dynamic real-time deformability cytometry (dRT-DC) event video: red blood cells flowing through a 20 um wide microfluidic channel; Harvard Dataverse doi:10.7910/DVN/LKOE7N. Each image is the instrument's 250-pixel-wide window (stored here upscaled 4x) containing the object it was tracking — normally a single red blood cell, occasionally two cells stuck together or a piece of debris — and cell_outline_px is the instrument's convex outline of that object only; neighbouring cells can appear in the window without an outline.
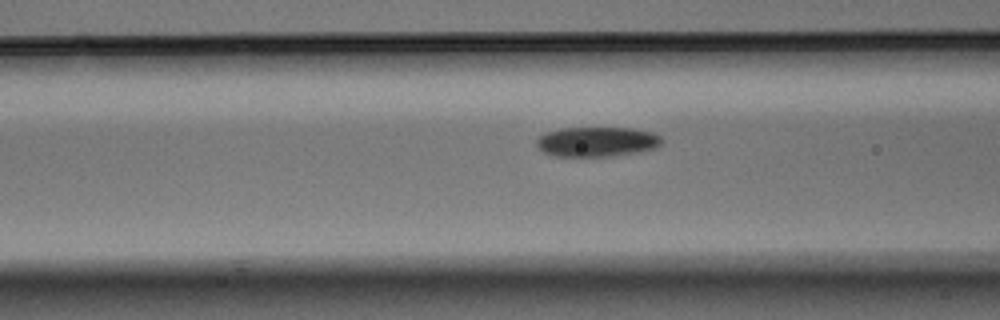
{"species": "Egyptian fruit bat (a non-hibernating species)", "species_latin": "Rousettus aegyptiacus", "temperature_condition": "warm", "stored_images_in_passage": 6, "camera_frame_rate_fps": 3000, "um_per_image_px": 0.085, "animal": {"sex": "male"}, "frame": {"image": 1, "passage_image": 4, "time_ms": 1.0, "image_size_px": [1000, 320], "cell_outline_px": [[664, 140], [660, 144], [652, 148], [636, 152], [616, 156], [552, 156], [544, 152], [536, 144], [536, 140], [544, 132], [560, 128], [632, 128], [652, 132], [660, 136]], "centroid_in_image_um": [50.71, 12.04], "position_along_channel_um": 115.9, "area_um2": 21.73}}